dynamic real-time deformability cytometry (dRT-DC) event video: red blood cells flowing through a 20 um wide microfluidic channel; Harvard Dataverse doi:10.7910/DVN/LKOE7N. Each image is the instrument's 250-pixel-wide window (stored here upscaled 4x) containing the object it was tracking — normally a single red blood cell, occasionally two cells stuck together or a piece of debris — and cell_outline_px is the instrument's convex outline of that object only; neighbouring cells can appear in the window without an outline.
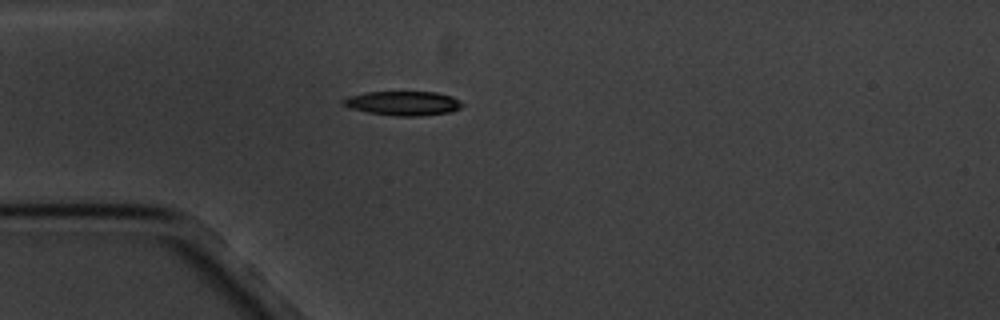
{"species": "common noctule bat (a hibernating species)", "species_latin": "Nyctalus noctula", "temperature_condition": "cold", "stored_images_in_passage": 2, "camera_frame_rate_fps": 3000, "um_per_image_px": 0.085, "animal": {"sex": "male", "body_mass_g": 20.1, "forearm_length_mm": 53.5}, "frame": {"image": 1, "passage_image": 1, "time_ms": 0.0, "image_size_px": [1000, 320], "cell_outline_px": [[464, 104], [460, 108], [452, 112], [420, 116], [396, 116], [368, 112], [352, 108], [340, 104], [340, 100], [348, 96], [368, 92], [436, 92], [452, 96], [460, 100]], "centroid_in_image_um": [34.28, 8.78], "position_along_channel_um": 50.7, "area_um2": 16.94}}